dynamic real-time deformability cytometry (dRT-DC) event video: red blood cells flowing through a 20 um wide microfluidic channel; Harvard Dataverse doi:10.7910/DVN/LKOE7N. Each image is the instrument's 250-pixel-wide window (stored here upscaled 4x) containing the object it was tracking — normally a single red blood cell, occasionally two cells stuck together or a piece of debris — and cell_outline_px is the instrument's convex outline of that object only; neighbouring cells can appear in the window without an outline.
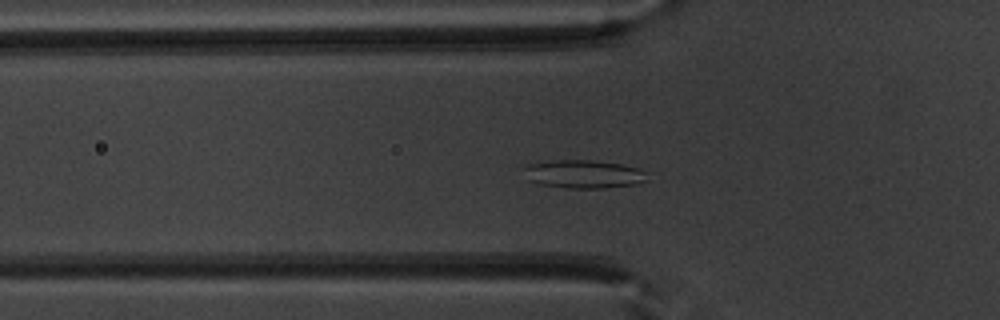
{"species": "common noctule bat (a hibernating species)", "species_latin": "Nyctalus noctula", "temperature_condition": "warm", "stored_images_in_passage": 38, "segment_of_instrument_passage": [1, 2], "camera_frame_rate_fps": 3000, "um_per_image_px": 0.085, "animal": {"sex": "male", "body_mass_g": 20.1, "forearm_length_mm": 53.5}, "frame": {"image": 1, "passage_image": 13, "time_ms": 4.0, "image_size_px": [1000, 320], "cell_outline_px": [[648, 180], [636, 184], [604, 188], [568, 188], [540, 184], [528, 180], [524, 168], [524, 164], [552, 160], [592, 160], [620, 164], [636, 168], [648, 172]], "centroid_in_image_um": [49.61, 14.79], "position_along_channel_um": 76.2, "area_um2": 20.4}}
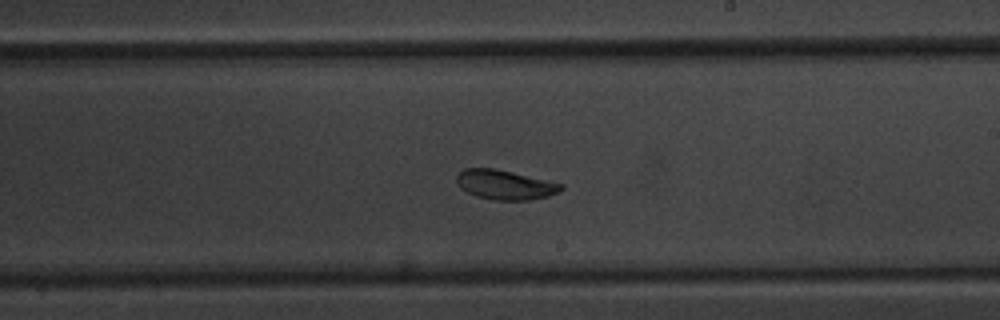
{"frame": {"image": 2, "passage_image": 26, "time_ms": 8.333, "image_size_px": [1000, 320], "cell_outline_px": [[564, 188], [560, 192], [548, 196], [528, 200], [492, 200], [476, 196], [460, 188], [456, 180], [456, 176], [464, 168], [496, 168], [564, 184]], "centroid_in_image_um": [42.94, 15.7], "position_along_channel_um": 246.1, "area_um2": 18.09}}
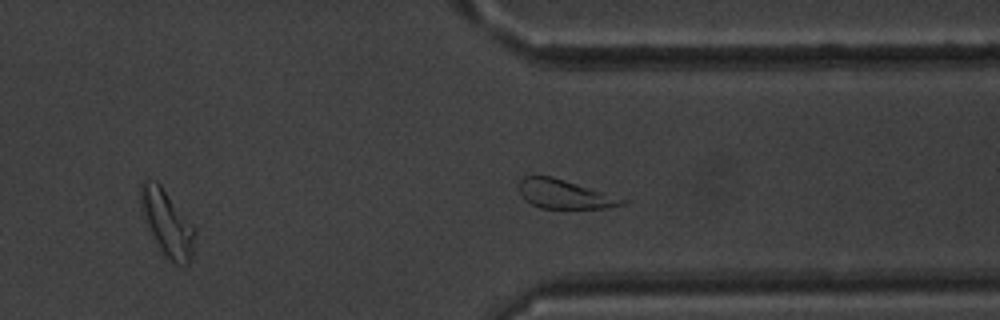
{"frame": {"image": 3, "passage_image": 35, "time_ms": 11.333, "image_size_px": [1000, 320], "cell_outline_px": [[196, 232], [192, 260], [188, 264], [172, 264], [160, 248], [148, 224], [144, 212], [140, 196], [144, 180], [156, 180], [160, 184], [196, 228]], "centroid_in_image_um": [14.29, 19.0], "position_along_channel_um": 397.1, "area_um2": 20.17}}